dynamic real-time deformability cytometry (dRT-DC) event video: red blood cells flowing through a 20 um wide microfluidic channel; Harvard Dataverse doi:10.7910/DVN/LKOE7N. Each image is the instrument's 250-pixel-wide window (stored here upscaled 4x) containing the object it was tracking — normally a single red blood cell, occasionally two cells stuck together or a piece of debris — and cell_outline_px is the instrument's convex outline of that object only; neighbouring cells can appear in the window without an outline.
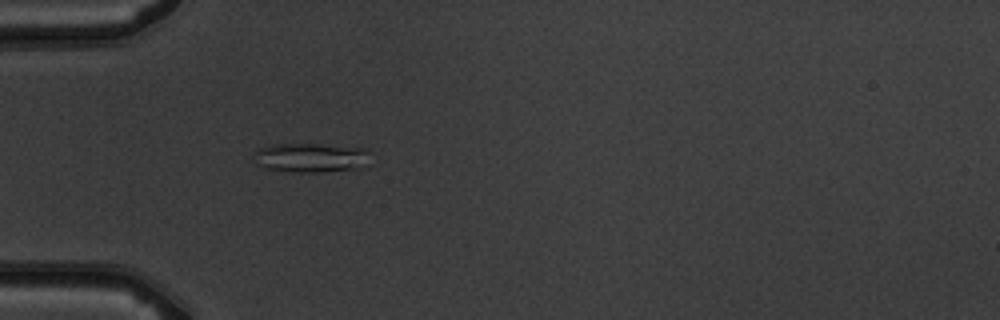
{"species": "common noctule bat (a hibernating species)", "species_latin": "Nyctalus noctula", "temperature_condition": "warm", "stored_images_in_passage": 4, "camera_frame_rate_fps": 3000, "um_per_image_px": 0.085, "animal": {"sex": "male", "body_mass_g": 19.5, "forearm_length_mm": 54.6}, "frame": {"image": 1, "passage_image": 4, "time_ms": 4.333, "image_size_px": [1000, 320], "cell_outline_px": [[372, 164], [364, 168], [324, 172], [300, 172], [264, 168], [256, 164], [252, 152], [260, 148], [272, 144], [320, 144], [364, 148], [368, 152]], "centroid_in_image_um": [26.48, 13.41], "position_along_channel_um": 58.5, "area_um2": 20.35}}